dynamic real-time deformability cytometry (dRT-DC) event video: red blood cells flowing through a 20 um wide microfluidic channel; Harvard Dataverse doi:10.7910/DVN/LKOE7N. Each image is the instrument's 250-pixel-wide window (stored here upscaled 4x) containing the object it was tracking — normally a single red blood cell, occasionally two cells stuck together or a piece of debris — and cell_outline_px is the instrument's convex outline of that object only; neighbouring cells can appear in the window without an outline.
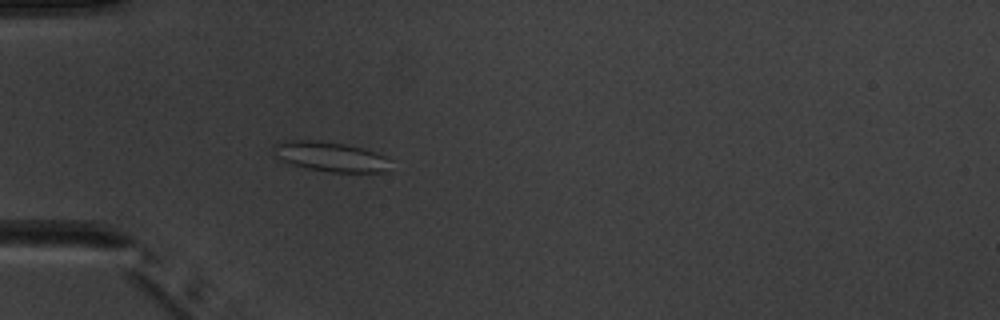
{"species": "common noctule bat (a hibernating species)", "species_latin": "Nyctalus noctula", "temperature_condition": "warm", "stored_images_in_passage": 5, "camera_frame_rate_fps": 3000, "um_per_image_px": 0.085, "animal": {"sex": "male", "body_mass_g": 20.1, "forearm_length_mm": 53.5}, "frame": {"image": 1, "passage_image": 5, "time_ms": 5.333, "image_size_px": [1000, 320], "cell_outline_px": [[392, 160], [388, 172], [332, 172], [304, 168], [292, 164], [272, 156], [272, 144], [284, 140], [320, 140], [344, 144], [364, 148], [376, 152]], "centroid_in_image_um": [28.06, 13.31], "position_along_channel_um": 56.9, "area_um2": 20.81}}